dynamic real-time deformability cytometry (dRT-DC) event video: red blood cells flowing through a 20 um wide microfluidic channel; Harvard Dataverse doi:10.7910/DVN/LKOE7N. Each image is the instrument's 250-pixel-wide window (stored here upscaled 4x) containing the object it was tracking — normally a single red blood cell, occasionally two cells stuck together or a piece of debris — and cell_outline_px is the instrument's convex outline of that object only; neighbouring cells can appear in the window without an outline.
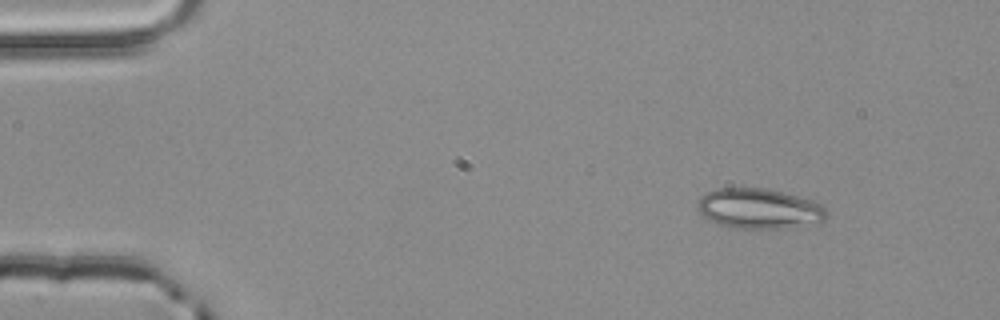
{"species": "common noctule bat (a hibernating species)", "species_latin": "Nyctalus noctula", "temperature_condition": "room temperature", "stored_images_in_passage": 3, "camera_frame_rate_fps": 3000, "um_per_image_px": 0.085, "animal": {"sex": "male", "body_mass_g": 20.4}, "frame": {"image": 1, "passage_image": 1, "time_ms": 0.0, "image_size_px": [1000, 320], "cell_outline_px": [[828, 216], [824, 220], [784, 228], [736, 228], [716, 224], [704, 216], [696, 208], [700, 196], [716, 188], [764, 188], [784, 192], [812, 200], [820, 204], [828, 212]], "centroid_in_image_um": [64.49, 17.72], "position_along_channel_um": 20.5, "area_um2": 30.06}}